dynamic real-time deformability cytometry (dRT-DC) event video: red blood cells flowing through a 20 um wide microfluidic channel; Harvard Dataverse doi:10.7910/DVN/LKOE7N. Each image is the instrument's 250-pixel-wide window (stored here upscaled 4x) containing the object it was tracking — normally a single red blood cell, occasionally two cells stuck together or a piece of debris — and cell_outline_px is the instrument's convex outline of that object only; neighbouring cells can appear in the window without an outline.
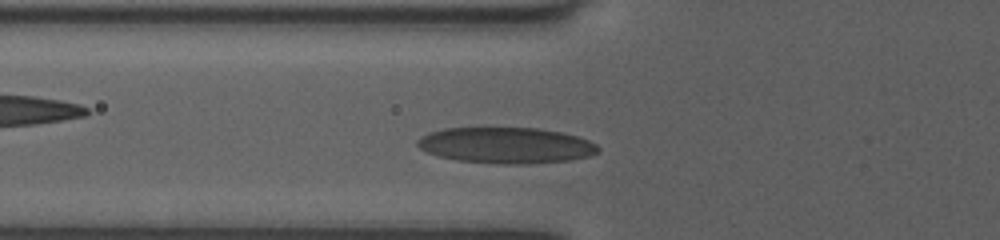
{"species": "human", "species_latin": "Homo sapiens", "temperature_condition": "room temperature", "stored_images_in_passage": 35, "camera_frame_rate_fps": 3000, "um_per_image_px": 0.085, "donor": {"sex": "female"}, "frame": {"image": 1, "passage_image": 6, "time_ms": 1.667, "image_size_px": [1000, 240], "cell_outline_px": [[600, 152], [588, 156], [568, 160], [528, 164], [496, 164], [456, 160], [440, 156], [428, 152], [420, 148], [416, 144], [416, 140], [420, 136], [428, 132], [444, 128], [536, 128], [560, 132], [576, 136], [588, 140], [596, 144], [600, 148]], "centroid_in_image_um": [42.99, 12.35], "position_along_channel_um": 82.8, "area_um2": 37.97}}
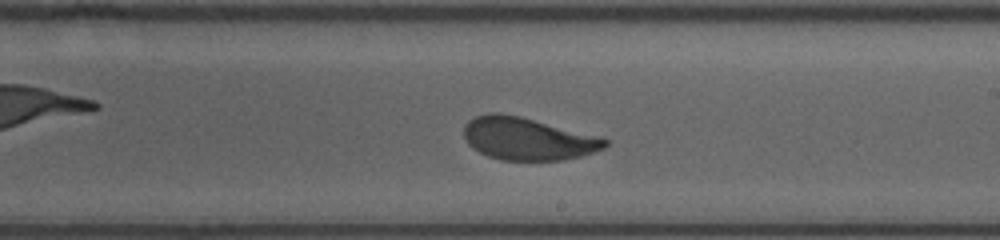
{"frame": {"image": 2, "passage_image": 18, "time_ms": 5.667, "image_size_px": [1000, 240], "cell_outline_px": [[608, 144], [604, 148], [580, 156], [564, 160], [500, 160], [488, 156], [472, 148], [468, 144], [464, 136], [464, 124], [468, 120], [476, 116], [488, 112], [496, 112], [520, 116], [604, 136], [608, 140]], "centroid_in_image_um": [44.87, 11.78], "position_along_channel_um": 244.1, "area_um2": 35.43}}
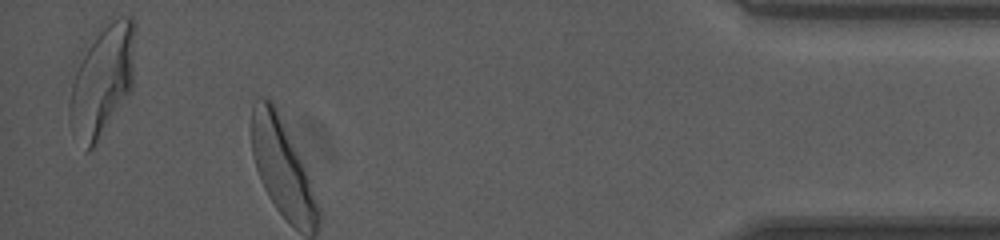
{"frame": {"image": 3, "passage_image": 34, "time_ms": 11.0, "image_size_px": [1000, 240], "cell_outline_px": [[136, 28], [132, 88], [92, 148], [88, 152], [84, 152], [68, 116], [68, 112], [72, 84], [76, 72], [100, 24], [120, 16], [132, 16]], "centroid_in_image_um": [8.73, 6.77], "position_along_channel_um": 426.5, "area_um2": 41.67}, "authors_computed_cell_mechanics": {"area_um2": 35.547, "velocity_mm_per_s": 4.0098, "shape_relaxation_time_tau1_ms": 2.3389, "shape_relaxation_time_tau2_ms": 1.0621, "deformation_change_tau1": 0.1303, "deformation_change_tau2": 0.0798}}